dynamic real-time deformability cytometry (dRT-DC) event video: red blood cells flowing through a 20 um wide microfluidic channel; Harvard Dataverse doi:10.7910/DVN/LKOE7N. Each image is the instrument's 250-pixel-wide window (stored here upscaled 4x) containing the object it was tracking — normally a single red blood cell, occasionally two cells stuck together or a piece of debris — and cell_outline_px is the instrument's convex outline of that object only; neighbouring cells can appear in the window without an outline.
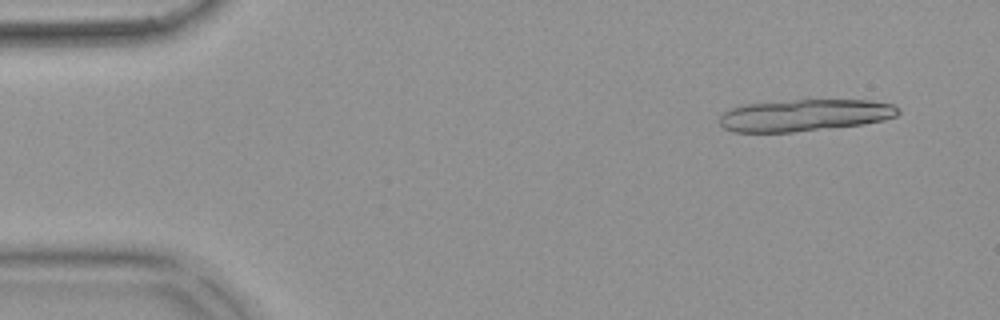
{"species": "common noctule bat (a hibernating species)", "species_latin": "Nyctalus noctula", "temperature_condition": "warm", "stored_images_in_passage": 20, "camera_frame_rate_fps": 3000, "um_per_image_px": 0.085, "animal": {"sex": "female", "body_mass_g": 18.4}, "frame": {"image": 1, "passage_image": 4, "time_ms": 1.0, "image_size_px": [1000, 320], "cell_outline_px": [[900, 112], [896, 116], [884, 120], [864, 124], [792, 132], [732, 132], [724, 128], [720, 124], [720, 116], [724, 112], [732, 108], [744, 104], [796, 100], [868, 100], [892, 104], [900, 108]], "centroid_in_image_um": [68.41, 9.8], "position_along_channel_um": 16.6, "area_um2": 33.12}}